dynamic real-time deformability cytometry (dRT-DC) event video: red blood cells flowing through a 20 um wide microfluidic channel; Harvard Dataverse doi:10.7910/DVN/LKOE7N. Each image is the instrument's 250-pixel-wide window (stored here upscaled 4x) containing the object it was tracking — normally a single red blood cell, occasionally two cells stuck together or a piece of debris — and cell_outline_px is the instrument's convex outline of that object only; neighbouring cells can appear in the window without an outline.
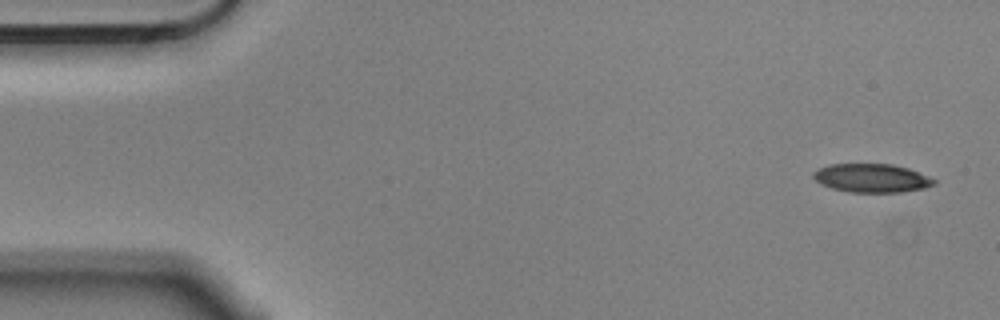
{"species": "Egyptian fruit bat (a non-hibernating species)", "species_latin": "Rousettus aegyptiacus", "temperature_condition": "cold", "stored_images_in_passage": 3, "camera_frame_rate_fps": 3000, "um_per_image_px": 0.085, "animal": {"sex": "male"}, "frame": {"image": 1, "passage_image": 1, "time_ms": 0.0, "image_size_px": [1000, 320], "cell_outline_px": [[936, 184], [924, 188], [900, 192], [852, 192], [832, 188], [820, 184], [812, 176], [812, 172], [828, 164], [892, 164], [908, 168], [928, 176], [936, 180]], "centroid_in_image_um": [74.09, 15.13], "position_along_channel_um": 10.9, "area_um2": 20.06}}
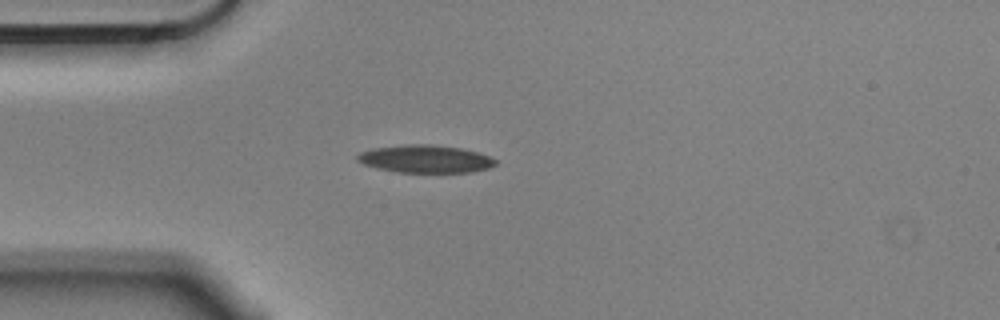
{"frame": {"image": 2, "passage_image": 3, "time_ms": 0.667, "image_size_px": [1000, 320], "cell_outline_px": [[496, 164], [488, 168], [472, 172], [400, 172], [376, 168], [364, 164], [356, 160], [356, 156], [360, 152], [372, 148], [408, 144], [432, 144], [460, 148], [476, 152], [488, 156], [496, 160]], "centroid_in_image_um": [36.12, 13.5], "position_along_channel_um": 48.9, "area_um2": 22.2}}